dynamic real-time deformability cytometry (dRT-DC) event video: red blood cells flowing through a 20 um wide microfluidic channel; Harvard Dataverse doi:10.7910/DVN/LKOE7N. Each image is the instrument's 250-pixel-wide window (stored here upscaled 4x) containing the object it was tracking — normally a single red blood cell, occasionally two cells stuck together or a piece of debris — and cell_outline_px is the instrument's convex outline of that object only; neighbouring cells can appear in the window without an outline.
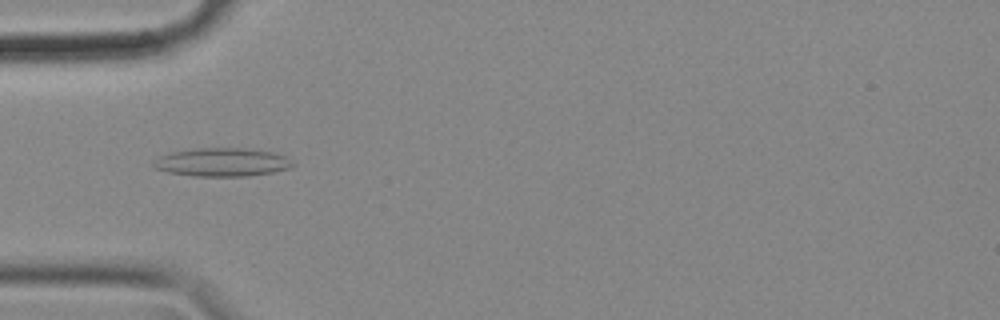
{"species": "common noctule bat (a hibernating species)", "species_latin": "Nyctalus noctula", "temperature_condition": "cold", "stored_images_in_passage": 56, "camera_frame_rate_fps": 3000, "um_per_image_px": 0.085, "animal": {"sex": "female", "body_mass_g": 18.4}, "frame": {"image": 1, "passage_image": 17, "time_ms": 5.333, "image_size_px": [1000, 320], "cell_outline_px": [[296, 164], [288, 168], [272, 172], [248, 176], [192, 176], [168, 172], [152, 168], [152, 160], [156, 156], [168, 152], [196, 148], [244, 148], [272, 152], [284, 156], [292, 160]], "centroid_in_image_um": [18.79, 13.78], "position_along_channel_um": 66.2, "area_um2": 23.35}}
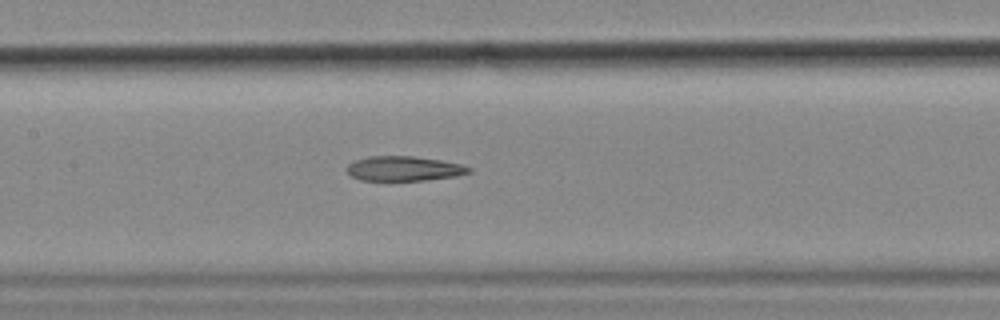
{"frame": {"image": 2, "passage_image": 26, "time_ms": 8.333, "image_size_px": [1000, 320], "cell_outline_px": [[472, 172], [456, 176], [424, 180], [360, 180], [352, 176], [344, 168], [352, 160], [368, 156], [412, 156], [440, 160], [460, 164], [472, 168]], "centroid_in_image_um": [34.29, 14.32], "position_along_channel_um": 173.1, "area_um2": 17.63}}
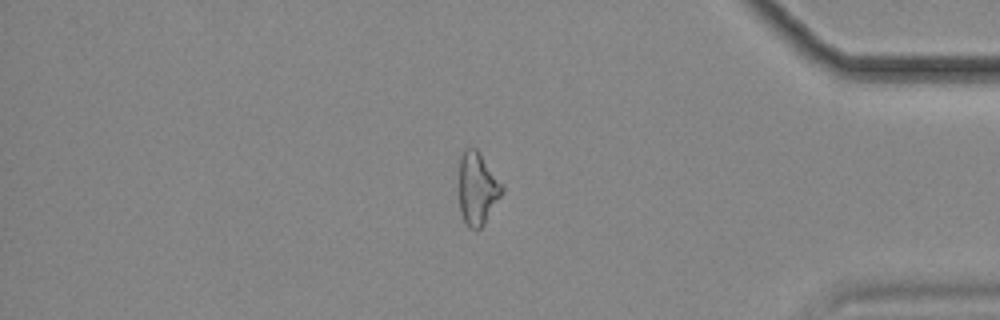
{"frame": {"image": 3, "passage_image": 47, "time_ms": 15.333, "image_size_px": [1000, 320], "cell_outline_px": [[504, 188], [500, 196], [484, 224], [476, 232], [468, 228], [460, 212], [460, 156], [464, 148], [472, 144], [480, 152], [504, 184]], "centroid_in_image_um": [40.59, 15.99], "position_along_channel_um": 394.6, "area_um2": 18.5}}